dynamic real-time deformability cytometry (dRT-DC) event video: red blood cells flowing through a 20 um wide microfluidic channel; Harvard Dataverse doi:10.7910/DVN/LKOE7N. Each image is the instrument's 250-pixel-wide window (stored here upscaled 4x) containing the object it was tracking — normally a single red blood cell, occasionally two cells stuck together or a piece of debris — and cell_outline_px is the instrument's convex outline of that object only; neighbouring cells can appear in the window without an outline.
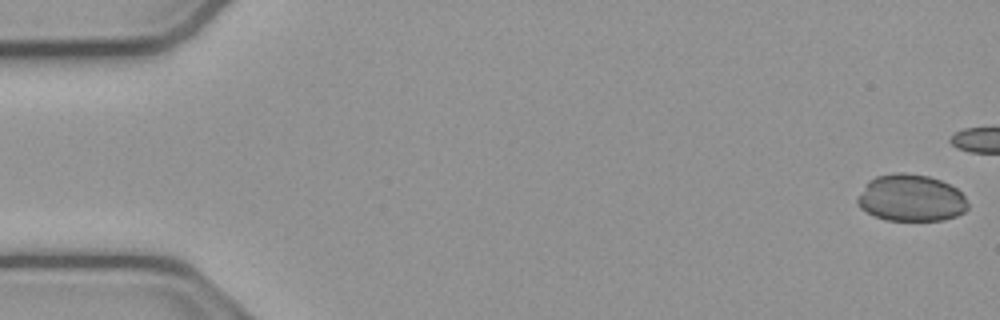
{"species": "common noctule bat (a hibernating species)", "species_latin": "Nyctalus noctula", "temperature_condition": "cold", "stored_images_in_passage": 23, "camera_frame_rate_fps": 3000, "um_per_image_px": 0.085, "animal": {"sex": "male", "body_mass_g": 23.1, "forearm_length_mm": 52.7}, "frame": {"image": 1, "passage_image": 1, "time_ms": 0.0, "image_size_px": [1000, 320], "cell_outline_px": [[968, 208], [964, 212], [956, 216], [944, 220], [884, 220], [860, 208], [856, 204], [856, 200], [868, 180], [876, 176], [892, 172], [904, 172], [928, 176], [940, 180], [956, 188], [964, 196], [968, 204]], "centroid_in_image_um": [77.42, 16.82], "position_along_channel_um": 7.6, "area_um2": 30.23}}